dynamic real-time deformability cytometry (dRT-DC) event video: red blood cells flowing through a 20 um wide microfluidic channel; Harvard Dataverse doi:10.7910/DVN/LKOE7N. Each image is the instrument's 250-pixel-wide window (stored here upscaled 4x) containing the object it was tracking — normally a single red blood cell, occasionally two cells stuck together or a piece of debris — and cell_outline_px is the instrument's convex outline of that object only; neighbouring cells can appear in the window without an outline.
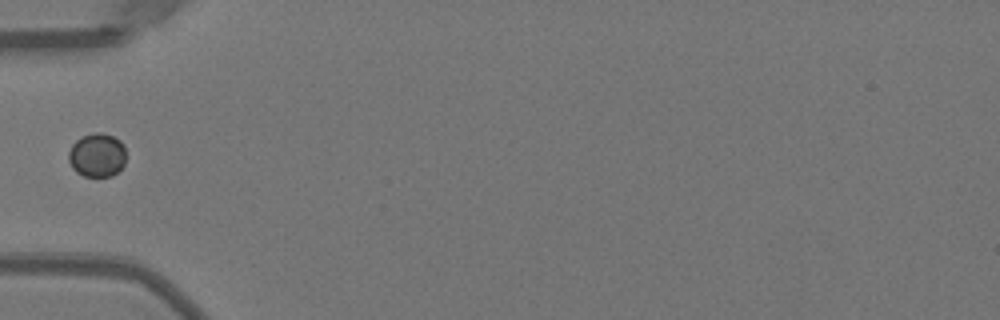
{"species": "Egyptian fruit bat (a non-hibernating species)", "species_latin": "Rousettus aegyptiacus", "temperature_condition": "warm", "stored_images_in_passage": 23, "camera_frame_rate_fps": 3000, "um_per_image_px": 0.085, "animal": {"sex": "female"}, "frame": {"image": 1, "passage_image": 1, "time_ms": 0.0, "image_size_px": [1000, 320], "cell_outline_px": [[124, 164], [112, 176], [84, 176], [76, 172], [72, 168], [68, 160], [68, 152], [72, 144], [80, 136], [96, 132], [100, 132], [112, 136], [120, 140], [124, 144]], "centroid_in_image_um": [8.22, 13.17], "position_along_channel_um": 76.8, "area_um2": 14.68}}